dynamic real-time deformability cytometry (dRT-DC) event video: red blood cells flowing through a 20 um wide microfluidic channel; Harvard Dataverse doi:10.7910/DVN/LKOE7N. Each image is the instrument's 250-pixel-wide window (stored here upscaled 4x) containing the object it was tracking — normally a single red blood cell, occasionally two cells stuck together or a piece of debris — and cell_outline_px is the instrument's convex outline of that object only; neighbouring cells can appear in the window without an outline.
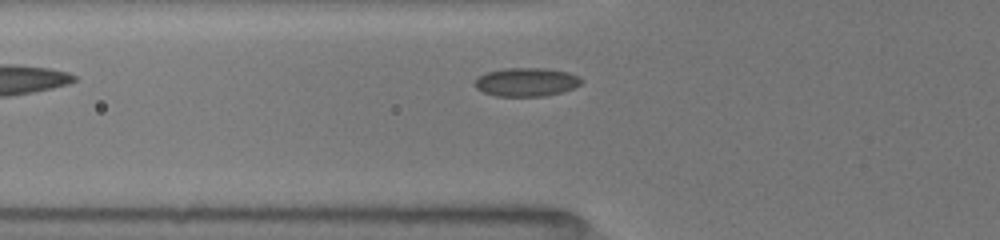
{"species": "common noctule bat (a hibernating species)", "species_latin": "Nyctalus noctula", "temperature_condition": "room temperature", "stored_images_in_passage": 3, "camera_frame_rate_fps": 3000, "um_per_image_px": 0.085, "animal": {"sex": "female", "body_mass_g": 19.5, "forearm_length_mm": 54.1}, "frame": {"image": 1, "passage_image": 3, "time_ms": 2.0, "image_size_px": [1000, 240], "cell_outline_px": [[584, 80], [580, 84], [572, 88], [560, 92], [544, 96], [496, 96], [484, 92], [476, 88], [476, 80], [480, 76], [488, 72], [504, 68], [548, 68], [568, 72], [580, 76]], "centroid_in_image_um": [44.78, 6.96], "position_along_channel_um": 81.0, "area_um2": 17.63}}